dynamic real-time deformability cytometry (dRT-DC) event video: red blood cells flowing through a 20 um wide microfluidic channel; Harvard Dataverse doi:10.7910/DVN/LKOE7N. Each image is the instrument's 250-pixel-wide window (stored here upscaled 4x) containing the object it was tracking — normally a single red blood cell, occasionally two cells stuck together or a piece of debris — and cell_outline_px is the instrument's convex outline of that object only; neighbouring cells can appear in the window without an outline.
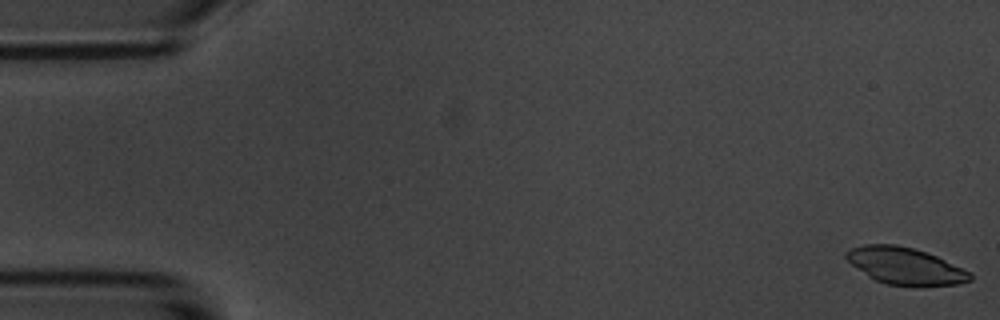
{"species": "common noctule bat (a hibernating species)", "species_latin": "Nyctalus noctula", "temperature_condition": "room temperature", "stored_images_in_passage": 56, "camera_frame_rate_fps": 3000, "um_per_image_px": 0.085, "animal": {"sex": "male", "body_mass_g": 20.1, "forearm_length_mm": 53.5}, "frame": {"image": 1, "passage_image": 1, "time_ms": 0.0, "image_size_px": [1000, 320], "cell_outline_px": [[972, 280], [960, 284], [888, 284], [876, 280], [868, 276], [852, 264], [844, 256], [844, 252], [848, 248], [864, 244], [896, 244], [912, 248], [936, 256], [972, 272]], "centroid_in_image_um": [76.91, 22.57], "position_along_channel_um": 8.1, "area_um2": 26.07}}